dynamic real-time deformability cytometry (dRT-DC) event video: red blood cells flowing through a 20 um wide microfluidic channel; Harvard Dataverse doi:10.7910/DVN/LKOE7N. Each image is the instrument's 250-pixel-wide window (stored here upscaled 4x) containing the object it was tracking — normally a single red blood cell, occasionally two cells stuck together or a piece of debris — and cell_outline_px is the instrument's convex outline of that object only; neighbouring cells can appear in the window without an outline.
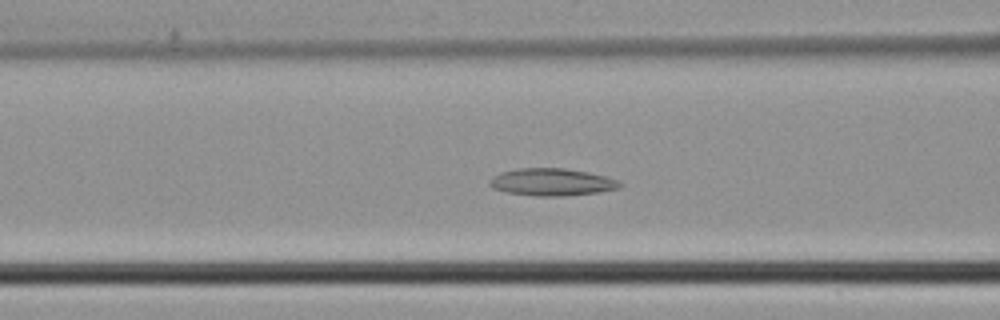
{"species": "common noctule bat (a hibernating species)", "species_latin": "Nyctalus noctula", "temperature_condition": "cold", "stored_images_in_passage": 46, "camera_frame_rate_fps": 3000, "um_per_image_px": 0.085, "animal": {"sex": "male", "body_mass_g": 21.5, "forearm_length_mm": 52.0}, "frame": {"image": 1, "passage_image": 18, "time_ms": 5.667, "image_size_px": [1000, 320], "cell_outline_px": [[624, 184], [620, 188], [600, 192], [564, 196], [532, 196], [504, 192], [492, 188], [488, 184], [492, 176], [500, 172], [520, 168], [564, 168], [588, 172], [604, 176], [616, 180]], "centroid_in_image_um": [46.88, 15.48], "position_along_channel_um": 119.7, "area_um2": 20.92}}
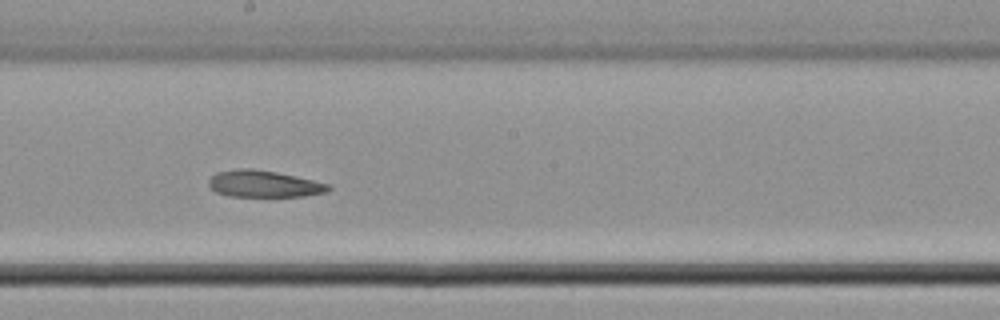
{"frame": {"image": 2, "passage_image": 25, "time_ms": 8.0, "image_size_px": [1000, 320], "cell_outline_px": [[332, 188], [328, 192], [304, 196], [228, 196], [216, 192], [208, 184], [208, 180], [216, 172], [240, 168], [252, 168], [276, 172], [312, 180], [328, 184]], "centroid_in_image_um": [22.41, 15.63], "position_along_channel_um": 225.8, "area_um2": 18.55}}
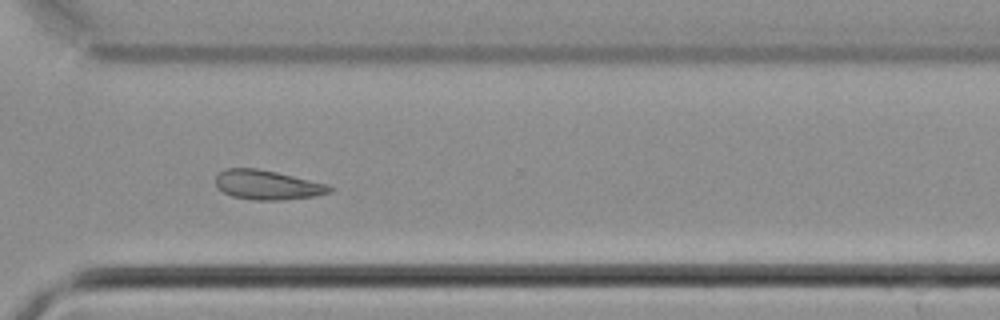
{"frame": {"image": 3, "passage_image": 33, "time_ms": 10.667, "image_size_px": [1000, 320], "cell_outline_px": [[332, 192], [316, 196], [284, 200], [252, 200], [232, 196], [224, 192], [216, 184], [216, 176], [224, 168], [256, 168], [276, 172], [328, 184], [332, 188]], "centroid_in_image_um": [22.74, 15.72], "position_along_channel_um": 347.9, "area_um2": 19.54}}